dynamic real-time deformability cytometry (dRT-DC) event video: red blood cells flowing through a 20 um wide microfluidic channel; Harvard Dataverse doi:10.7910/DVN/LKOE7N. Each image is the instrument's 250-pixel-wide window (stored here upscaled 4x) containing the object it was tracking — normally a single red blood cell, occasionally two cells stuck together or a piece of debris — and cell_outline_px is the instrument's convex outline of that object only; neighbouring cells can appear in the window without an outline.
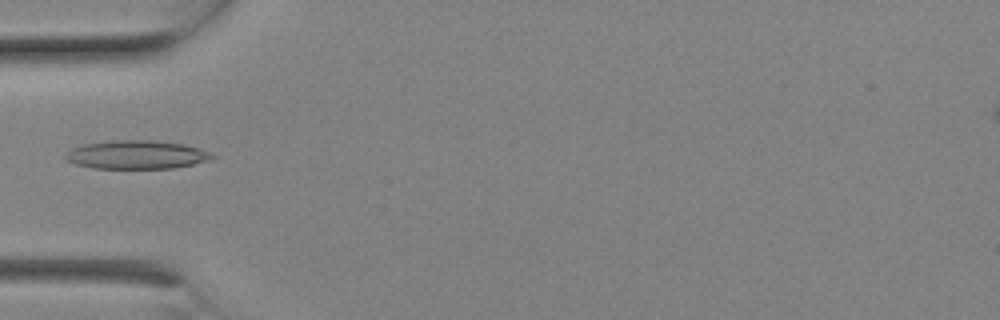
{"species": "Egyptian fruit bat (a non-hibernating species)", "species_latin": "Rousettus aegyptiacus", "temperature_condition": "room temperature", "stored_images_in_passage": 7, "camera_frame_rate_fps": 3000, "um_per_image_px": 0.085, "animal": {"sex": "female"}, "frame": {"image": 1, "passage_image": 5, "time_ms": 1.333, "image_size_px": [1000, 320], "cell_outline_px": [[216, 156], [208, 160], [192, 164], [172, 168], [92, 168], [76, 164], [64, 160], [64, 156], [72, 148], [84, 144], [112, 140], [152, 140], [184, 144], [208, 152]], "centroid_in_image_um": [11.55, 13.15], "position_along_channel_um": 73.4, "area_um2": 24.16}}
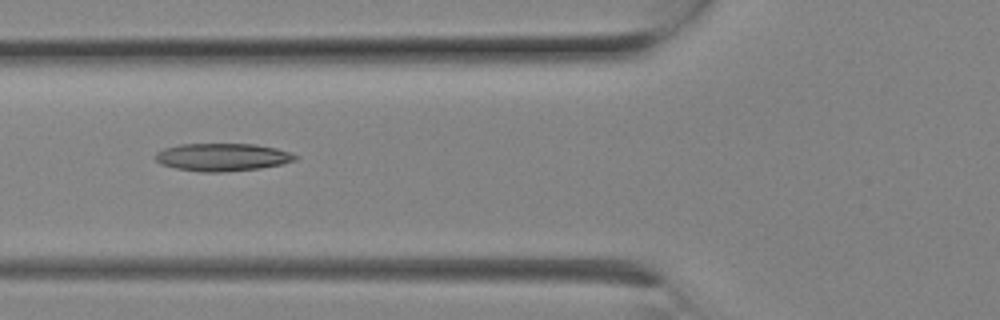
{"frame": {"image": 2, "passage_image": 6, "time_ms": 1.667, "image_size_px": [1000, 320], "cell_outline_px": [[300, 156], [296, 160], [280, 164], [260, 168], [224, 172], [200, 172], [176, 168], [160, 164], [156, 160], [156, 152], [164, 148], [180, 144], [256, 144], [276, 148]], "centroid_in_image_um": [18.89, 13.36], "position_along_channel_um": 106.9, "area_um2": 22.6}}
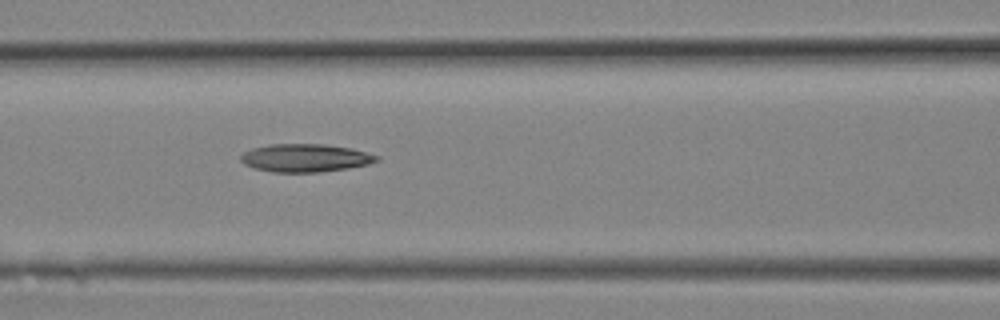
{"frame": {"image": 3, "passage_image": 7, "time_ms": 2.0, "image_size_px": [1000, 320], "cell_outline_px": [[380, 160], [368, 164], [348, 168], [320, 172], [272, 172], [256, 168], [244, 164], [240, 160], [240, 156], [244, 152], [252, 148], [272, 144], [324, 144], [352, 148], [380, 156]], "centroid_in_image_um": [25.97, 13.42], "position_along_channel_um": 140.6, "area_um2": 22.2}}